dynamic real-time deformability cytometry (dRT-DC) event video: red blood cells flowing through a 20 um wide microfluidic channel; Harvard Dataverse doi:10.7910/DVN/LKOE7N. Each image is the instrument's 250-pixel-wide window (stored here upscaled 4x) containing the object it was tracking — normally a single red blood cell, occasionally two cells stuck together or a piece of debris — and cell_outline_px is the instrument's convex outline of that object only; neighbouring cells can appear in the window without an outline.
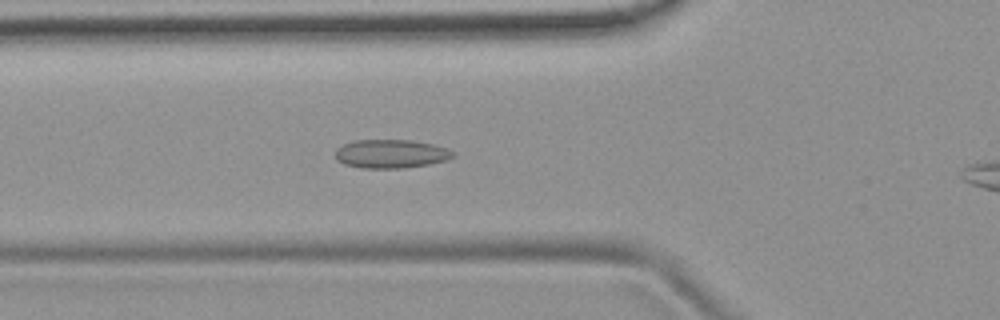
{"species": "common noctule bat (a hibernating species)", "species_latin": "Nyctalus noctula", "temperature_condition": "room temperature", "stored_images_in_passage": 36, "camera_frame_rate_fps": 3000, "um_per_image_px": 0.085, "animal": {"sex": "female", "body_mass_g": 19.9}, "frame": {"image": 1, "passage_image": 8, "time_ms": 2.333, "image_size_px": [1000, 320], "cell_outline_px": [[456, 156], [444, 160], [428, 164], [404, 168], [360, 168], [344, 164], [336, 160], [336, 148], [352, 140], [412, 140], [436, 144], [448, 148], [456, 152]], "centroid_in_image_um": [33.25, 13.06], "position_along_channel_um": 92.6, "area_um2": 19.88}}
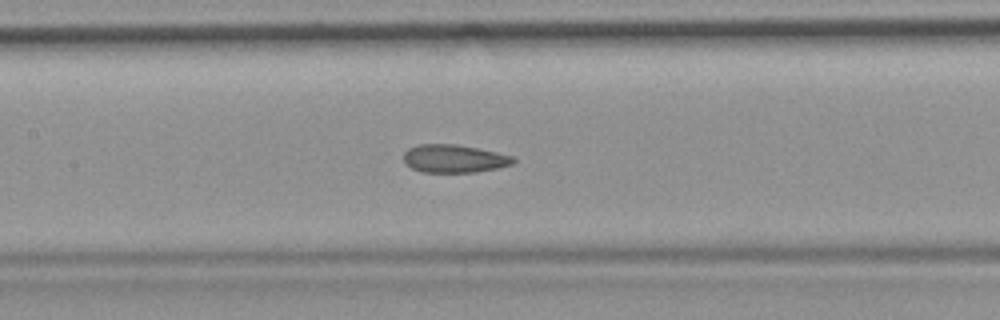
{"frame": {"image": 2, "passage_image": 14, "time_ms": 4.333, "image_size_px": [1000, 320], "cell_outline_px": [[516, 160], [512, 164], [496, 168], [476, 172], [424, 172], [412, 168], [404, 164], [404, 152], [408, 148], [416, 144], [456, 144], [496, 152], [512, 156]], "centroid_in_image_um": [38.56, 13.48], "position_along_channel_um": 168.8, "area_um2": 17.86}}
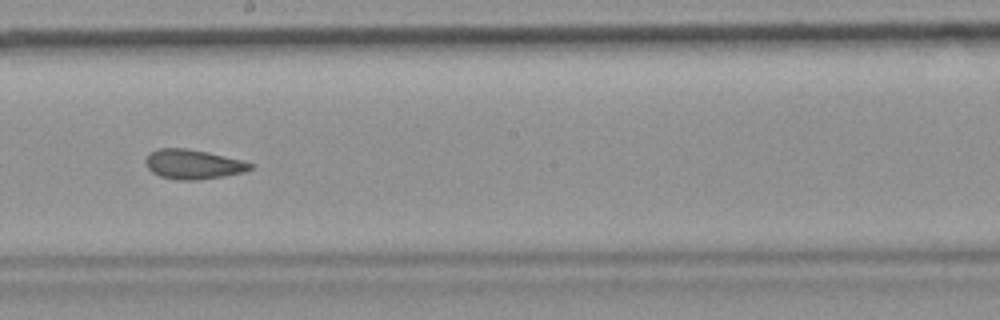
{"frame": {"image": 3, "passage_image": 19, "time_ms": 6.0, "image_size_px": [1000, 320], "cell_outline_px": [[256, 164], [252, 168], [244, 172], [224, 176], [196, 180], [176, 180], [160, 176], [152, 172], [148, 168], [144, 160], [156, 148], [188, 148], [208, 152]], "centroid_in_image_um": [16.41, 13.96], "position_along_channel_um": 231.8, "area_um2": 18.03}}